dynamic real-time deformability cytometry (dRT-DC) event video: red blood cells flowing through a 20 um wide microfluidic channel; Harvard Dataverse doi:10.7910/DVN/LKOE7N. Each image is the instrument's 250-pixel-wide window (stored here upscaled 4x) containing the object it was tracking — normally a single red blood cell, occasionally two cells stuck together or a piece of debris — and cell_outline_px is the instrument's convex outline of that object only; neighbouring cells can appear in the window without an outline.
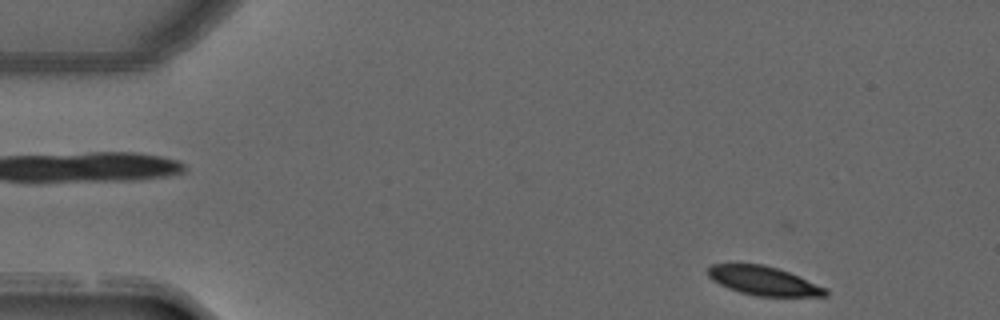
{"species": "common noctule bat (a hibernating species)", "species_latin": "Nyctalus noctula", "temperature_condition": "warm", "stored_images_in_passage": 12, "camera_frame_rate_fps": 3000, "um_per_image_px": 0.085, "animal": {"sex": "male", "forearm_length_mm": 52.5}, "frame": {"image": 1, "passage_image": 2, "time_ms": 0.333, "image_size_px": [1000, 320], "cell_outline_px": [[828, 296], [756, 296], [740, 292], [728, 288], [712, 280], [708, 276], [708, 268], [712, 264], [764, 264], [788, 272], [828, 288]], "centroid_in_image_um": [64.92, 23.87], "position_along_channel_um": 20.1, "area_um2": 19.71}}
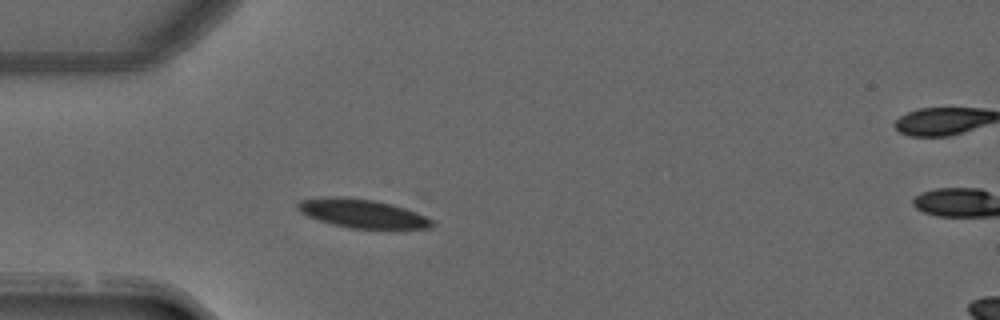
{"frame": {"image": 2, "passage_image": 11, "time_ms": 3.333, "image_size_px": [1000, 320], "cell_outline_px": [[436, 224], [432, 228], [352, 228], [332, 224], [308, 216], [300, 212], [296, 208], [296, 204], [300, 200], [332, 196], [340, 196], [376, 200], [392, 204], [416, 212], [432, 220]], "centroid_in_image_um": [30.78, 18.13], "position_along_channel_um": 54.2, "area_um2": 22.31}}